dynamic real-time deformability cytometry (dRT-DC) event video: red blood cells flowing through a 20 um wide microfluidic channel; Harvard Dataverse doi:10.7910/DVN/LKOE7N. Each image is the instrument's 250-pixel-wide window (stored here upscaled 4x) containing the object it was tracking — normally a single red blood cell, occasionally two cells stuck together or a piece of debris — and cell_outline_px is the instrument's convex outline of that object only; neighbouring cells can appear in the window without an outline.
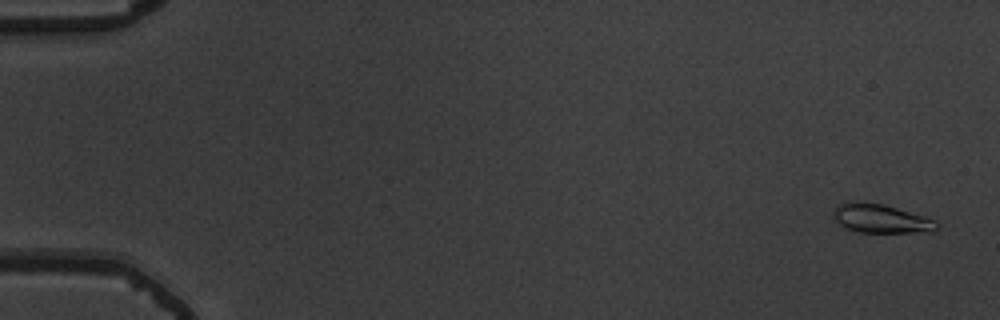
{"species": "common noctule bat (a hibernating species)", "species_latin": "Nyctalus noctula", "temperature_condition": "warm", "stored_images_in_passage": 55, "camera_frame_rate_fps": 3000, "um_per_image_px": 0.085, "animal": {"sex": "male", "body_mass_g": 19.5, "forearm_length_mm": 54.6}, "frame": {"image": 1, "passage_image": 3, "time_ms": 0.667, "image_size_px": [1000, 320], "cell_outline_px": [[940, 224], [932, 232], [860, 232], [844, 228], [836, 220], [832, 212], [840, 204], [852, 200], [884, 204], [924, 216], [936, 220]], "centroid_in_image_um": [74.89, 18.57], "position_along_channel_um": 10.1, "area_um2": 17.4}}
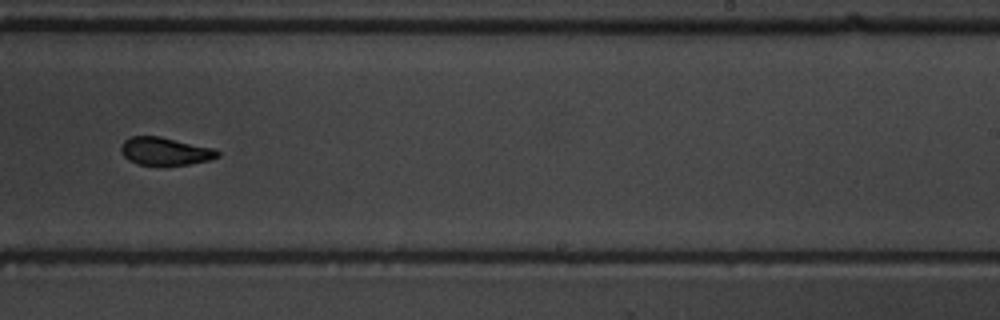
{"frame": {"image": 2, "passage_image": 36, "time_ms": 11.667, "image_size_px": [1000, 320], "cell_outline_px": [[220, 156], [208, 160], [188, 164], [136, 164], [128, 160], [120, 152], [120, 148], [124, 140], [132, 136], [160, 136], [212, 148], [220, 152]], "centroid_in_image_um": [13.99, 12.84], "position_along_channel_um": 275.0, "area_um2": 15.43}}
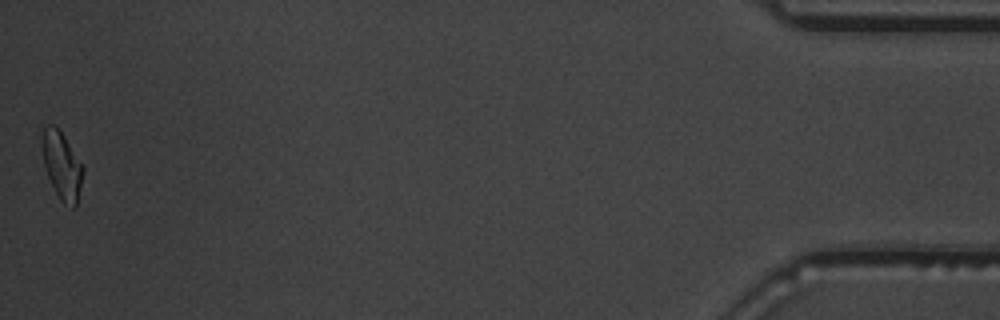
{"frame": {"image": 3, "passage_image": 55, "time_ms": 18.0, "image_size_px": [1000, 320], "cell_outline_px": [[84, 172], [76, 208], [72, 208], [64, 204], [60, 200], [48, 176], [44, 164], [40, 144], [40, 136], [44, 128], [48, 124], [52, 124], [64, 136], [84, 168]], "centroid_in_image_um": [5.24, 14.08], "position_along_channel_um": 430.0, "area_um2": 16.13}, "authors_computed_cell_mechanics": {"area_um2": 16.6464, "velocity_mm_per_s": 3.8255, "shape_relaxation_time_tau1_ms": 3.1513, "shape_relaxation_time_tau2_ms": 2.3602, "deformation_change_tau1": 0.1296, "deformation_change_tau2": 0.0648}}